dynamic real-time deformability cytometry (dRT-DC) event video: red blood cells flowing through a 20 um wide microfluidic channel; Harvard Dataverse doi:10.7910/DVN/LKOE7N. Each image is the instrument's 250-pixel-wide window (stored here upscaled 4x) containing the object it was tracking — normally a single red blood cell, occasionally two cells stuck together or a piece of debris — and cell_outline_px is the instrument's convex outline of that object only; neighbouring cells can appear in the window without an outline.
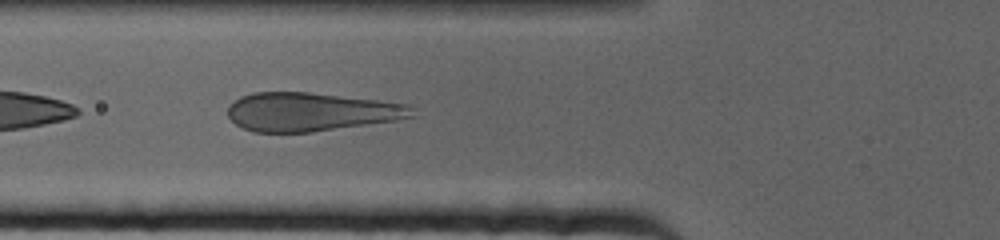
{"species": "human", "species_latin": "Homo sapiens", "temperature_condition": "cold", "stored_images_in_passage": 50, "camera_frame_rate_fps": 3000, "um_per_image_px": 0.085, "donor": {"sex": "female"}, "frame": {"image": 1, "passage_image": 6, "time_ms": 1.667, "image_size_px": [1000, 240], "cell_outline_px": [[416, 116], [396, 120], [312, 132], [252, 132], [236, 124], [228, 116], [228, 104], [240, 96], [256, 92], [308, 92], [376, 100], [408, 104], [416, 108]], "centroid_in_image_um": [26.43, 9.5], "position_along_channel_um": 99.4, "area_um2": 41.5}}
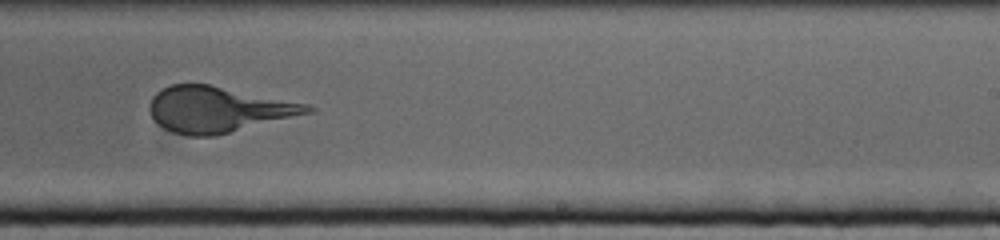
{"frame": {"image": 2, "passage_image": 24, "time_ms": 7.667, "image_size_px": [1000, 240], "cell_outline_px": [[316, 108], [312, 112], [216, 136], [188, 136], [172, 132], [164, 128], [152, 116], [152, 96], [156, 92], [172, 84], [208, 84], [308, 104]], "centroid_in_image_um": [18.56, 9.31], "position_along_channel_um": 270.4, "area_um2": 41.5}}
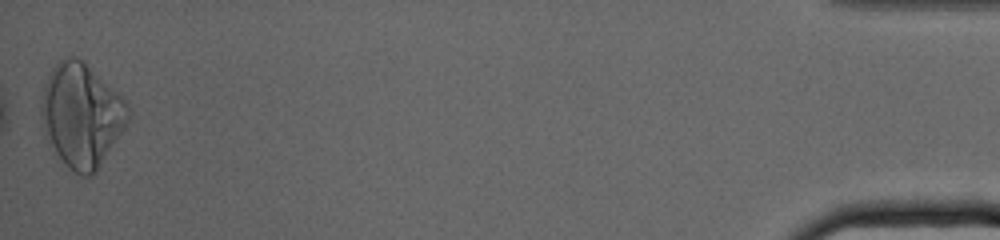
{"frame": {"image": 3, "passage_image": 50, "time_ms": 16.333, "image_size_px": [1000, 240], "cell_outline_px": [[128, 120], [124, 128], [92, 176], [80, 176], [68, 168], [52, 152], [44, 132], [40, 116], [40, 104], [44, 88], [48, 76], [52, 68], [60, 60], [68, 56], [72, 56], [80, 60], [116, 92], [128, 104]], "centroid_in_image_um": [6.86, 9.84], "position_along_channel_um": 428.3, "area_um2": 51.67}}